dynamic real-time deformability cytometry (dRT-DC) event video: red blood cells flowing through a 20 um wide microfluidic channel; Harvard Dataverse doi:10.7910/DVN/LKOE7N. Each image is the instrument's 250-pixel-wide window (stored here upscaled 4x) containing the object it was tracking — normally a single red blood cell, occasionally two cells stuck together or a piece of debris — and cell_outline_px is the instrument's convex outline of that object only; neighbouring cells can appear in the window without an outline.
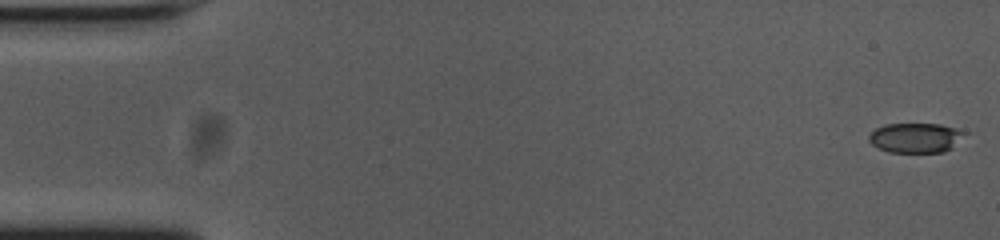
{"species": "common noctule bat (a hibernating species)", "species_latin": "Nyctalus noctula", "temperature_condition": "cold", "stored_images_in_passage": 43, "camera_frame_rate_fps": 3000, "um_per_image_px": 0.085, "animal": {"sex": "female", "body_mass_g": 23.0, "forearm_length_mm": 53.4}, "frame": {"image": 1, "passage_image": 1, "time_ms": 0.0, "image_size_px": [1000, 240], "cell_outline_px": [[968, 132], [952, 148], [944, 152], [888, 152], [872, 144], [868, 140], [868, 136], [876, 128], [884, 124], [940, 124], [956, 128]], "centroid_in_image_um": [77.84, 11.71], "position_along_channel_um": 7.2, "area_um2": 16.65}}